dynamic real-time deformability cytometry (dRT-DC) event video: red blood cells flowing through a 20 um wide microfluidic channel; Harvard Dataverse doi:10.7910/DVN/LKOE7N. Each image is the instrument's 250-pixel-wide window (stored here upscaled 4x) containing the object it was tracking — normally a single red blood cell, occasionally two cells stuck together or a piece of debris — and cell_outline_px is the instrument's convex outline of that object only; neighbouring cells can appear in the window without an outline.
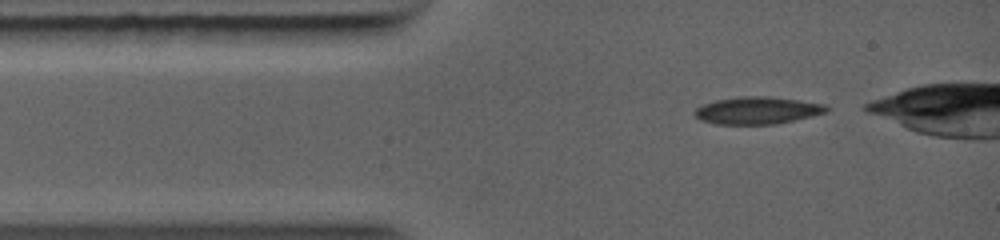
{"species": "common noctule bat (a hibernating species)", "species_latin": "Nyctalus noctula", "temperature_condition": "warm", "stored_images_in_passage": 2, "camera_frame_rate_fps": 5000, "um_per_image_px": 0.085, "animal": {"sex": "female", "body_mass_g": 19.0, "forearm_length_mm": 56.7}, "frame": {"image": 1, "passage_image": 1, "time_ms": 0.0, "image_size_px": [1000, 240], "cell_outline_px": [[828, 112], [812, 116], [772, 124], [720, 124], [704, 120], [696, 116], [696, 108], [700, 104], [716, 100], [736, 96], [768, 96], [800, 100], [824, 104], [828, 108]], "centroid_in_image_um": [64.39, 9.36], "position_along_channel_um": 20.6, "area_um2": 20.75}}